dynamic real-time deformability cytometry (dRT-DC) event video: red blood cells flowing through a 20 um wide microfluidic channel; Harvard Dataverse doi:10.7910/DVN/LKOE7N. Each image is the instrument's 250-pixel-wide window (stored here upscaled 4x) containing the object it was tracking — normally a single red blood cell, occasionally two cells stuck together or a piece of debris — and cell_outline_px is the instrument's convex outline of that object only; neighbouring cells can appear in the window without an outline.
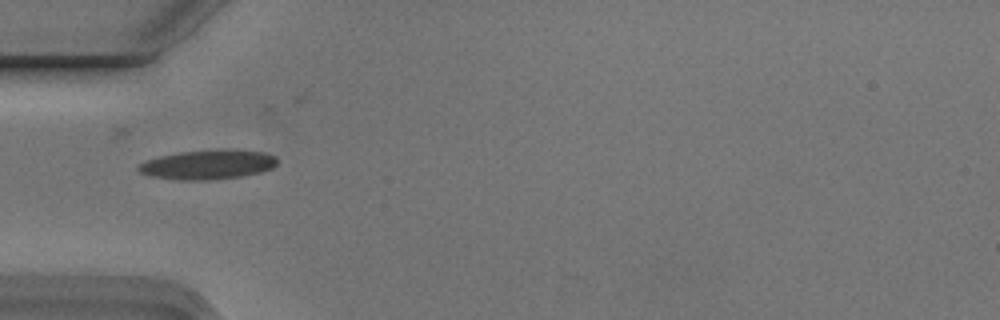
{"species": "Egyptian fruit bat (a non-hibernating species)", "species_latin": "Rousettus aegyptiacus", "temperature_condition": "cold", "stored_images_in_passage": 7, "camera_frame_rate_fps": 3000, "um_per_image_px": 0.085, "animal": {"sex": "male"}, "frame": {"image": 1, "passage_image": 1, "time_ms": 0.0, "image_size_px": [1000, 320], "cell_outline_px": [[276, 164], [272, 168], [260, 172], [240, 176], [208, 180], [180, 180], [152, 176], [140, 172], [136, 168], [140, 164], [148, 160], [160, 156], [180, 152], [220, 148], [224, 148], [264, 152], [276, 156]], "centroid_in_image_um": [17.69, 13.97], "position_along_channel_um": 67.3, "area_um2": 23.81}}
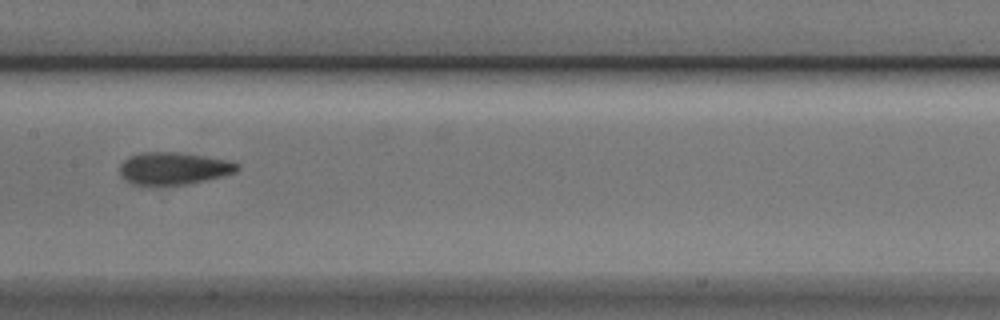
{"frame": {"image": 2, "passage_image": 4, "time_ms": 1.0, "image_size_px": [1000, 320], "cell_outline_px": [[240, 168], [236, 172], [224, 176], [188, 184], [148, 188], [132, 184], [120, 172], [120, 164], [128, 156], [140, 152], [176, 152], [204, 156], [228, 160], [240, 164]], "centroid_in_image_um": [14.75, 14.35], "position_along_channel_um": 192.7, "area_um2": 22.77}}
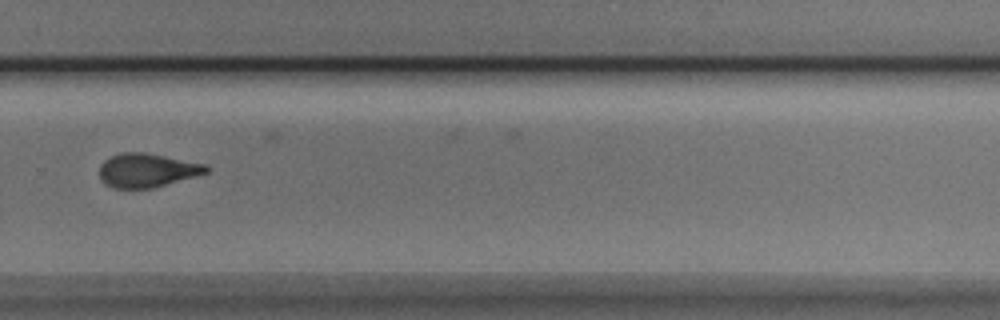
{"frame": {"image": 3, "passage_image": 7, "time_ms": 2.0, "image_size_px": [1000, 320], "cell_outline_px": [[212, 168], [208, 172], [152, 188], [112, 188], [104, 184], [100, 180], [100, 164], [104, 160], [120, 152], [144, 152], [204, 164]], "centroid_in_image_um": [12.45, 14.47], "position_along_channel_um": 317.3, "area_um2": 20.92}}